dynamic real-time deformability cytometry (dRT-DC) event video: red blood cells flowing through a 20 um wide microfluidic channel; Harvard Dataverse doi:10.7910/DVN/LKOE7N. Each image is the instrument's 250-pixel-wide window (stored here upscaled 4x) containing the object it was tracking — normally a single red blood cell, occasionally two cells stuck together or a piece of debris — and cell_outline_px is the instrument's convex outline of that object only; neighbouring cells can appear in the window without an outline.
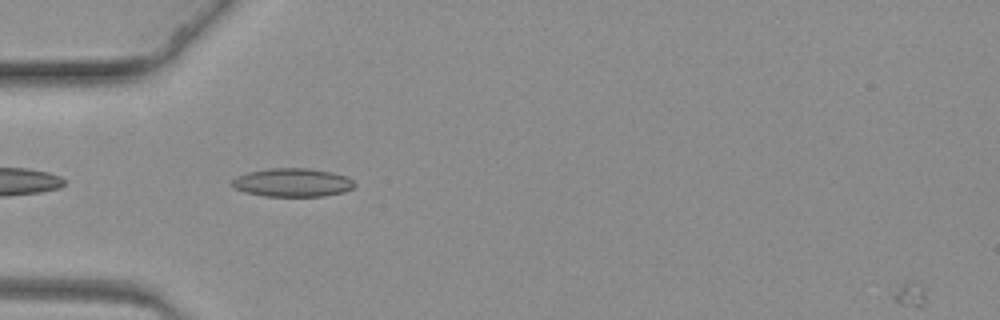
{"species": "common noctule bat (a hibernating species)", "species_latin": "Nyctalus noctula", "temperature_condition": "warm", "stored_images_in_passage": 46, "camera_frame_rate_fps": 3000, "um_per_image_px": 0.085, "animal": {"sex": "female", "body_mass_g": 19.3, "forearm_length_mm": 54.1}, "frame": {"image": 1, "passage_image": 3, "time_ms": 0.667, "image_size_px": [1000, 320], "cell_outline_px": [[356, 184], [352, 188], [344, 192], [324, 196], [264, 196], [244, 192], [232, 188], [232, 180], [236, 176], [248, 172], [268, 168], [308, 168], [332, 172], [348, 176]], "centroid_in_image_um": [24.85, 15.51], "position_along_channel_um": 60.2, "area_um2": 20.52}}
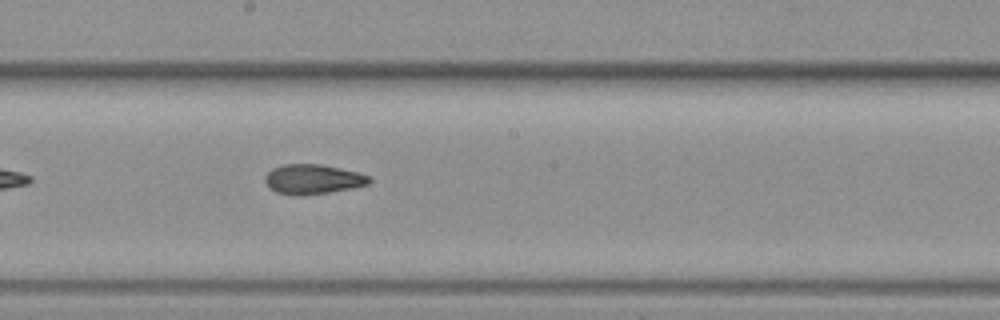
{"frame": {"image": 2, "passage_image": 18, "time_ms": 5.667, "image_size_px": [1000, 320], "cell_outline_px": [[372, 180], [368, 184], [352, 188], [328, 192], [300, 196], [296, 196], [276, 192], [268, 188], [264, 180], [264, 176], [272, 168], [284, 164], [320, 164], [360, 172], [372, 176]], "centroid_in_image_um": [26.59, 15.23], "position_along_channel_um": 221.6, "area_um2": 18.32}}
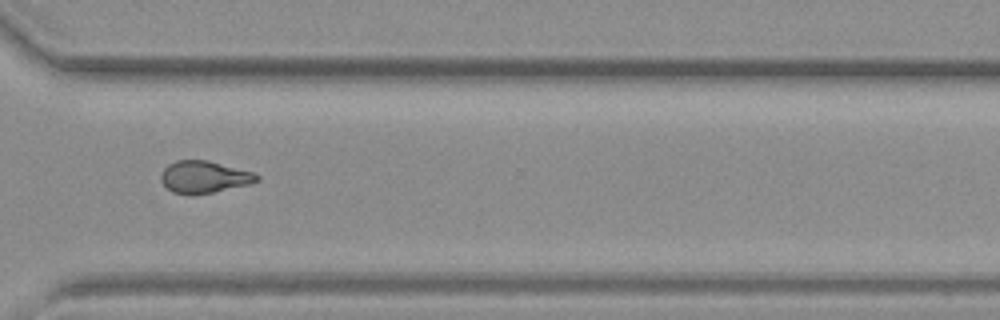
{"frame": {"image": 3, "passage_image": 30, "time_ms": 9.667, "image_size_px": [1000, 320], "cell_outline_px": [[260, 180], [248, 184], [212, 192], [172, 192], [160, 180], [160, 172], [168, 164], [176, 160], [208, 160], [252, 172], [260, 176]], "centroid_in_image_um": [17.34, 15.0], "position_along_channel_um": 353.3, "area_um2": 17.4}}